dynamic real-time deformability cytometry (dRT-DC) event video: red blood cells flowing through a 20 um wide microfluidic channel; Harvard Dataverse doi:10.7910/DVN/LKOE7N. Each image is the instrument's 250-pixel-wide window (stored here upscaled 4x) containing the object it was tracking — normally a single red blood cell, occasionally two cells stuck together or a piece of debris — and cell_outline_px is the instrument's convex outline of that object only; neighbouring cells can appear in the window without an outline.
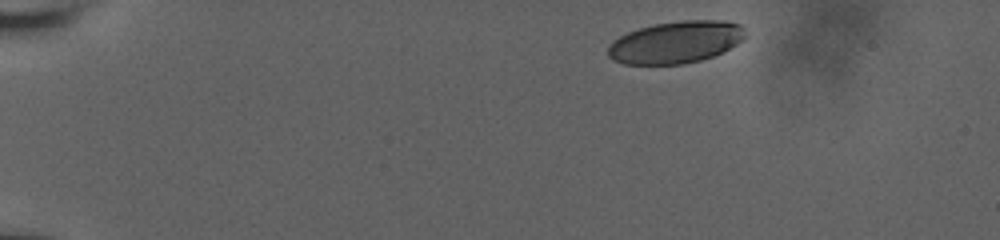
{"species": "human", "species_latin": "Homo sapiens", "temperature_condition": "room temperature", "stored_images_in_passage": 10, "camera_frame_rate_fps": 3000, "um_per_image_px": 0.085, "donor": {"sex": "male"}, "frame": {"image": 1, "passage_image": 1, "time_ms": 0.0, "image_size_px": [1000, 240], "cell_outline_px": [[744, 36], [736, 44], [724, 52], [700, 60], [684, 64], [624, 64], [612, 60], [608, 56], [608, 48], [612, 40], [628, 32], [640, 28], [656, 24], [680, 20], [724, 20], [740, 24], [744, 28]], "centroid_in_image_um": [57.43, 3.59], "position_along_channel_um": 27.6, "area_um2": 33.64}}
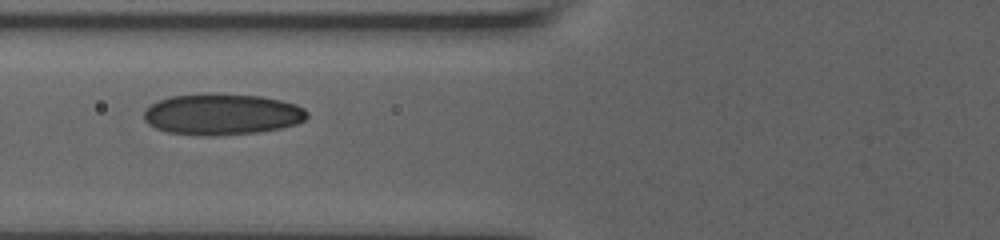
{"frame": {"image": 2, "passage_image": 7, "time_ms": 5.0, "image_size_px": [1000, 240], "cell_outline_px": [[308, 116], [304, 120], [296, 124], [280, 128], [256, 132], [208, 136], [168, 132], [156, 128], [148, 124], [144, 120], [144, 112], [152, 104], [160, 100], [172, 96], [208, 92], [260, 96], [280, 100], [296, 104], [304, 108], [308, 112]], "centroid_in_image_um": [18.88, 9.7], "position_along_channel_um": 106.9, "area_um2": 39.19}}
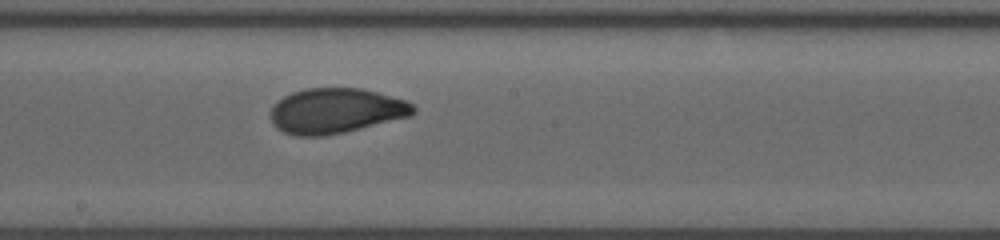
{"frame": {"image": 3, "passage_image": 10, "time_ms": 8.0, "image_size_px": [1000, 240], "cell_outline_px": [[416, 112], [412, 116], [344, 132], [324, 136], [296, 136], [284, 132], [276, 128], [272, 124], [272, 104], [276, 100], [292, 92], [308, 88], [360, 88], [376, 92], [404, 100], [416, 104]], "centroid_in_image_um": [28.55, 9.42], "position_along_channel_um": 219.6, "area_um2": 37.69}}